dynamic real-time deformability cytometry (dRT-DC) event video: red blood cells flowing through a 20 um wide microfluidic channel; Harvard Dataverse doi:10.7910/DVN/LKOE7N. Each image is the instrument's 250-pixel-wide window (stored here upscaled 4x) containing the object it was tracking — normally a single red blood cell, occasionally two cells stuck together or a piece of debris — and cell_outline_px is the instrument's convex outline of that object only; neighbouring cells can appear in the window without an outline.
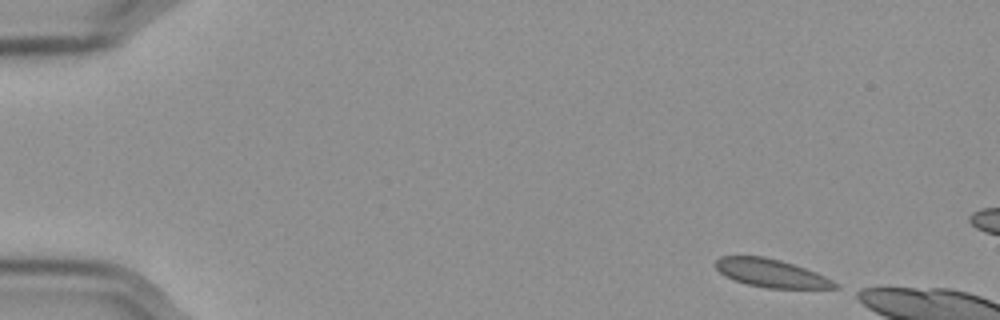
{"species": "Egyptian fruit bat (a non-hibernating species)", "species_latin": "Rousettus aegyptiacus", "temperature_condition": "cold", "stored_images_in_passage": 7, "camera_frame_rate_fps": 3000, "um_per_image_px": 0.085, "frame": {"image": 1, "passage_image": 1, "time_ms": 0.0, "image_size_px": [1000, 320], "cell_outline_px": [[840, 288], [768, 288], [744, 284], [724, 276], [716, 268], [716, 260], [720, 256], [764, 256], [780, 260], [816, 272], [840, 284]], "centroid_in_image_um": [65.54, 23.22], "position_along_channel_um": 19.5, "area_um2": 19.54}}